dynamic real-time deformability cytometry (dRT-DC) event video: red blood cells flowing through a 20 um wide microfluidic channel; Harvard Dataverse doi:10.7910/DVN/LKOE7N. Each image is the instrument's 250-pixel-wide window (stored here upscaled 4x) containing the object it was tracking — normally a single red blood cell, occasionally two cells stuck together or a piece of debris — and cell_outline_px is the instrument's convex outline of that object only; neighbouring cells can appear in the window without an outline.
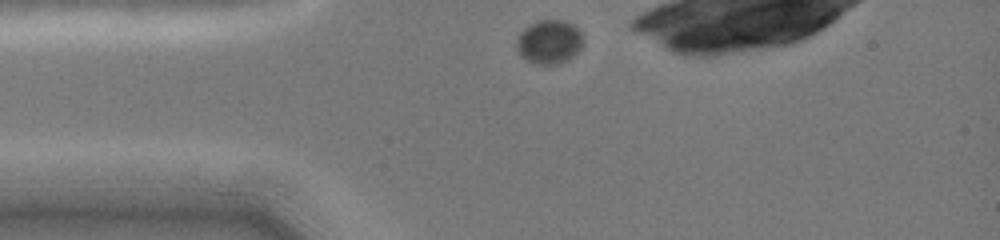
{"species": "common noctule bat (a hibernating species)", "species_latin": "Nyctalus noctula", "temperature_condition": "cold", "stored_images_in_passage": 3, "camera_frame_rate_fps": 3000, "um_per_image_px": 0.085, "animal": {"sex": "female", "body_mass_g": 19.0, "forearm_length_mm": 51.5}, "frame": {"image": 1, "passage_image": 1, "time_ms": 0.0, "image_size_px": [1000, 240], "cell_outline_px": [[580, 48], [572, 56], [556, 64], [540, 64], [528, 60], [516, 48], [516, 36], [528, 24], [536, 20], [564, 20], [572, 24], [580, 32]], "centroid_in_image_um": [46.62, 3.52], "position_along_channel_um": 38.4, "area_um2": 16.59}}